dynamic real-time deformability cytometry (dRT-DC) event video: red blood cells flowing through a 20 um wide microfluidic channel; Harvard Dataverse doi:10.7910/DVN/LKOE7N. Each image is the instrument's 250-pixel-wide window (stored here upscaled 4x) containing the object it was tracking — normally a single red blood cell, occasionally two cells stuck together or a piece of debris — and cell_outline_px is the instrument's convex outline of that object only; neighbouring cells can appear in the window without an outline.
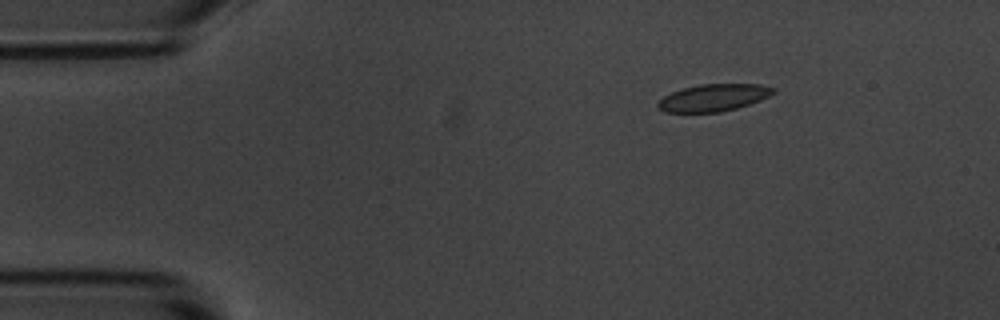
{"species": "common noctule bat (a hibernating species)", "species_latin": "Nyctalus noctula", "temperature_condition": "room temperature", "stored_images_in_passage": 4, "camera_frame_rate_fps": 3000, "um_per_image_px": 0.085, "animal": {"sex": "male", "body_mass_g": 20.1, "forearm_length_mm": 53.5}, "frame": {"image": 1, "passage_image": 2, "time_ms": 2.0, "image_size_px": [1000, 320], "cell_outline_px": [[776, 92], [760, 100], [736, 108], [720, 112], [664, 112], [656, 108], [656, 104], [664, 96], [672, 92], [684, 88], [700, 84], [760, 84], [776, 88]], "centroid_in_image_um": [60.64, 8.3], "position_along_channel_um": 24.4, "area_um2": 18.21}}